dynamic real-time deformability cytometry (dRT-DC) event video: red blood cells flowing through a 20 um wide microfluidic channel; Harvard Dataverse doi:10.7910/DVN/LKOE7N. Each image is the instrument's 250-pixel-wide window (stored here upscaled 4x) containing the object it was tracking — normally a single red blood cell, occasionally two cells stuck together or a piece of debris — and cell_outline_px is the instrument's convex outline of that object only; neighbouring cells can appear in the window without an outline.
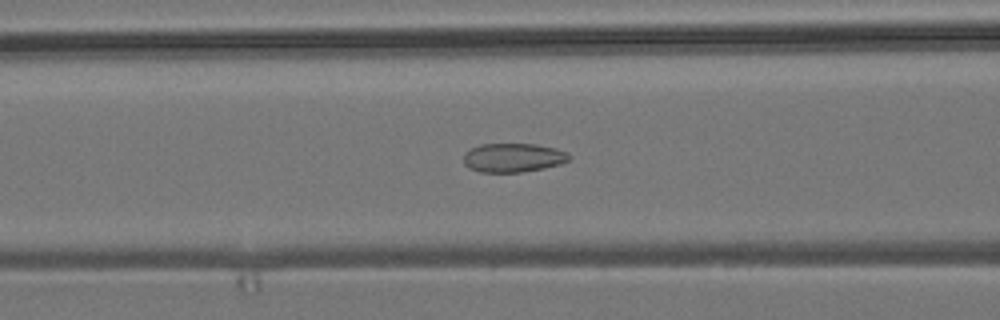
{"species": "common noctule bat (a hibernating species)", "species_latin": "Nyctalus noctula", "temperature_condition": "room temperature", "stored_images_in_passage": 54, "camera_frame_rate_fps": 3000, "um_per_image_px": 0.085, "animal": {"sex": "male", "body_mass_g": 19.2, "forearm_length_mm": 51.8}, "frame": {"image": 1, "passage_image": 21, "time_ms": 6.667, "image_size_px": [1000, 320], "cell_outline_px": [[572, 156], [568, 160], [560, 164], [544, 168], [520, 172], [480, 172], [468, 168], [464, 164], [464, 152], [480, 144], [536, 144], [556, 148], [568, 152]], "centroid_in_image_um": [43.62, 13.4], "position_along_channel_um": 123.0, "area_um2": 17.92}}
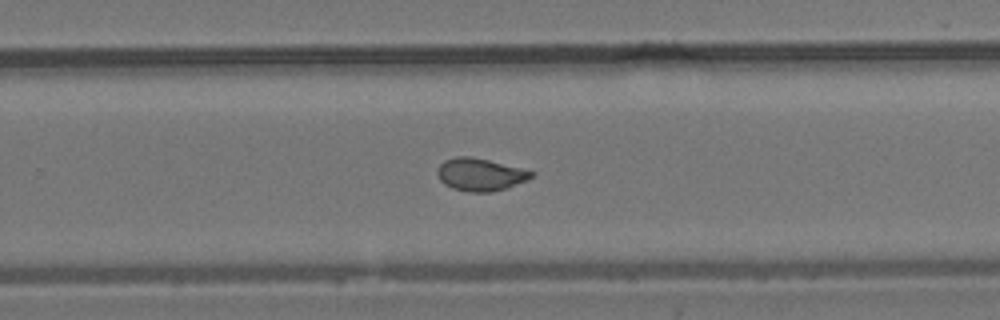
{"frame": {"image": 2, "passage_image": 34, "time_ms": 11.0, "image_size_px": [1000, 320], "cell_outline_px": [[536, 172], [528, 180], [508, 188], [492, 192], [472, 192], [452, 188], [444, 184], [440, 180], [436, 172], [440, 164], [444, 160], [456, 156], [468, 156], [488, 160]], "centroid_in_image_um": [40.82, 14.84], "position_along_channel_um": 289.0, "area_um2": 17.86}}
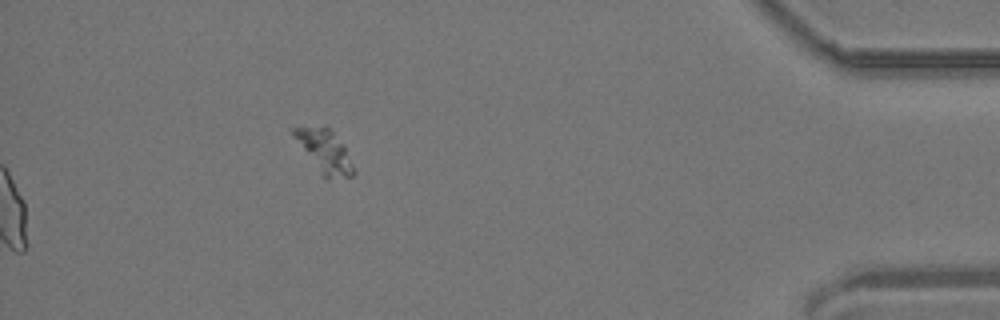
{"frame": {"image": 3, "passage_image": 54, "time_ms": 17.667, "image_size_px": [1000, 320], "cell_outline_px": [[356, 172], [352, 176], [328, 180], [324, 180], [320, 176], [292, 136], [292, 128], [328, 128], [332, 132], [344, 148]], "centroid_in_image_um": [27.56, 12.97], "position_along_channel_um": 407.6, "area_um2": 14.74}, "authors_computed_cell_mechanics": {"area_um2": 18.0336, "velocity_mm_per_s": 3.8378, "shape_relaxation_time_tau1_ms": 7.8584, "shape_relaxation_time_tau2_ms": 0.9644, "deformation_change_tau1": 0.1387, "deformation_change_tau2": 0.0518}}